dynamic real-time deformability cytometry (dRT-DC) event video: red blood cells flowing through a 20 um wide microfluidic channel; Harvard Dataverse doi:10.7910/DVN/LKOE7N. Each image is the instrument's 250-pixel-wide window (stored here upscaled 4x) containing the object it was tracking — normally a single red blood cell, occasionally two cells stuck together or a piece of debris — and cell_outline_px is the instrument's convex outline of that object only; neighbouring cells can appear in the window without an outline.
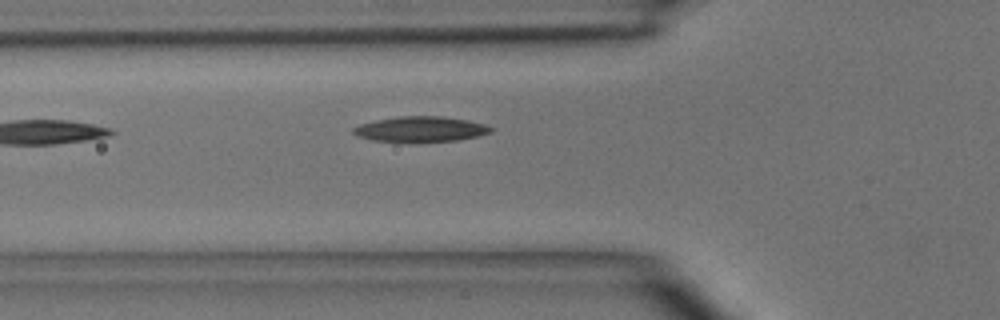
{"species": "common noctule bat (a hibernating species)", "species_latin": "Nyctalus noctula", "temperature_condition": "room temperature", "stored_images_in_passage": 4, "camera_frame_rate_fps": 3000, "um_per_image_px": 0.085, "animal": {"sex": "male", "body_mass_g": 15.6}, "frame": {"image": 1, "passage_image": 4, "time_ms": 3.333, "image_size_px": [1000, 320], "cell_outline_px": [[492, 132], [480, 136], [456, 140], [372, 140], [356, 136], [352, 132], [352, 128], [360, 124], [376, 120], [400, 116], [440, 116], [468, 120], [484, 124], [492, 128]], "centroid_in_image_um": [35.75, 10.95], "position_along_channel_um": 90.0, "area_um2": 19.71}}